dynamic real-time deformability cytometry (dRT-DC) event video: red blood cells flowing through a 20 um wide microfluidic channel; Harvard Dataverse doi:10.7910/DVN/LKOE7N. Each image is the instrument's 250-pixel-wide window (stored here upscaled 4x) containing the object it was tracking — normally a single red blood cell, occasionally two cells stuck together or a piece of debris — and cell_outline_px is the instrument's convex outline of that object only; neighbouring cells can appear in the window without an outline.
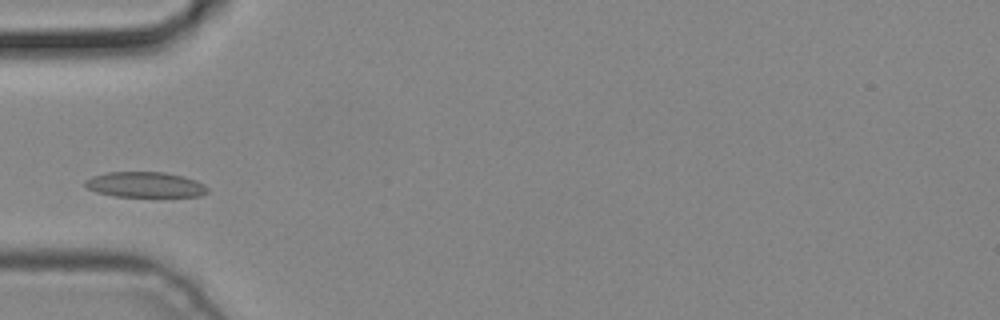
{"species": "common noctule bat (a hibernating species)", "species_latin": "Nyctalus noctula", "temperature_condition": "cold", "stored_images_in_passage": 1, "camera_frame_rate_fps": 3000, "um_per_image_px": 0.085, "animal": {"sex": "male", "body_mass_g": 19.2, "forearm_length_mm": 51.8}, "frame": {"image": 1, "passage_image": 1, "time_ms": 0.0, "image_size_px": [1000, 320], "cell_outline_px": [[208, 192], [200, 196], [112, 196], [96, 192], [88, 188], [84, 184], [84, 180], [92, 176], [108, 172], [164, 172], [184, 176], [196, 180], [204, 184], [208, 188]], "centroid_in_image_um": [12.33, 15.69], "position_along_channel_um": 72.7, "area_um2": 18.15}}